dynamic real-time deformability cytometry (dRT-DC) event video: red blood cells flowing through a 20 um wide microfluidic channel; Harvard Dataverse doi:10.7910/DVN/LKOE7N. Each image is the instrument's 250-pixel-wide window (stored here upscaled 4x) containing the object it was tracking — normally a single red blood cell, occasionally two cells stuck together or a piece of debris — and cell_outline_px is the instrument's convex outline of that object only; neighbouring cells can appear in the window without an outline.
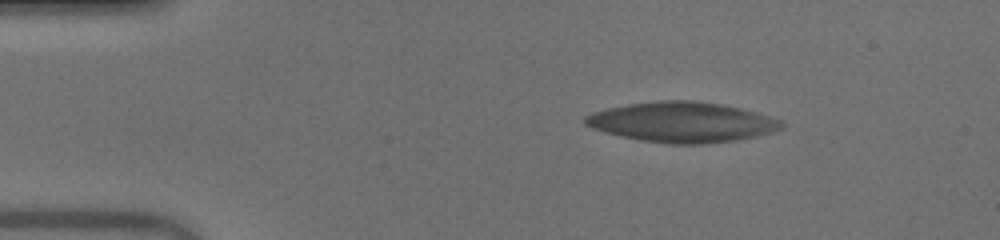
{"species": "human", "species_latin": "Homo sapiens", "temperature_condition": "warm", "stored_images_in_passage": 45, "camera_frame_rate_fps": 3000, "um_per_image_px": 0.085, "donor": {"sex": "male"}, "frame": {"image": 1, "passage_image": 1, "time_ms": 0.0, "image_size_px": [1000, 240], "cell_outline_px": [[784, 128], [772, 132], [756, 136], [736, 140], [704, 144], [668, 144], [640, 140], [620, 136], [592, 128], [584, 124], [584, 116], [592, 112], [608, 108], [628, 104], [660, 100], [696, 100], [720, 104], [740, 108], [756, 112], [780, 120], [784, 124]], "centroid_in_image_um": [57.96, 10.38], "position_along_channel_um": 27.0, "area_um2": 46.07}}
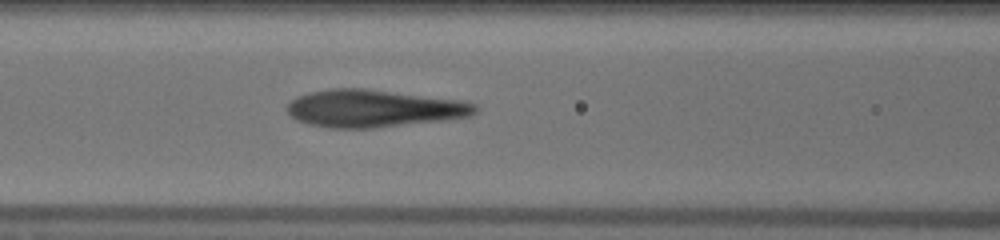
{"frame": {"image": 2, "passage_image": 15, "time_ms": 4.667, "image_size_px": [1000, 240], "cell_outline_px": [[476, 112], [468, 116], [444, 120], [372, 128], [328, 128], [308, 124], [296, 120], [288, 112], [288, 104], [296, 96], [308, 92], [332, 88], [364, 88], [460, 100], [476, 104]], "centroid_in_image_um": [31.72, 9.21], "position_along_channel_um": 134.9, "area_um2": 40.86}}
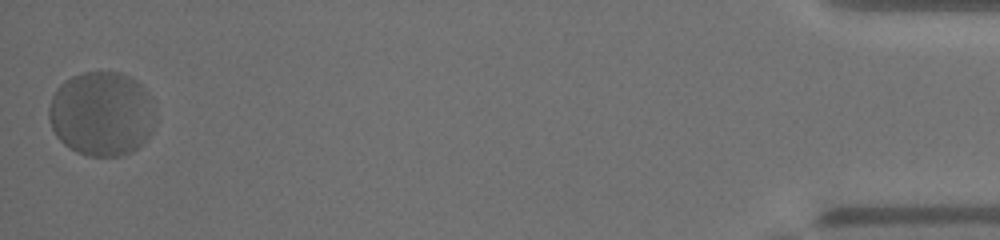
{"frame": {"image": 3, "passage_image": 45, "time_ms": 14.667, "image_size_px": [1000, 240], "cell_outline_px": [[148, 136], [132, 152], [120, 156], [88, 156], [76, 152], [64, 144], [56, 136], [52, 128], [48, 116], [48, 108], [52, 96], [56, 88], [64, 80], [80, 72], [120, 72], [136, 80], [144, 88], [148, 100]], "centroid_in_image_um": [8.5, 9.66], "position_along_channel_um": 426.7, "area_um2": 51.27}, "authors_computed_cell_mechanics": {"area_um2": 44.2748, "velocity_mm_per_s": 3.826, "shape_relaxation_time_tau1_ms": 3.536, "shape_relaxation_time_tau2_ms": null, "deformation_change_tau1": 0.1309, "deformation_change_tau2": null}}